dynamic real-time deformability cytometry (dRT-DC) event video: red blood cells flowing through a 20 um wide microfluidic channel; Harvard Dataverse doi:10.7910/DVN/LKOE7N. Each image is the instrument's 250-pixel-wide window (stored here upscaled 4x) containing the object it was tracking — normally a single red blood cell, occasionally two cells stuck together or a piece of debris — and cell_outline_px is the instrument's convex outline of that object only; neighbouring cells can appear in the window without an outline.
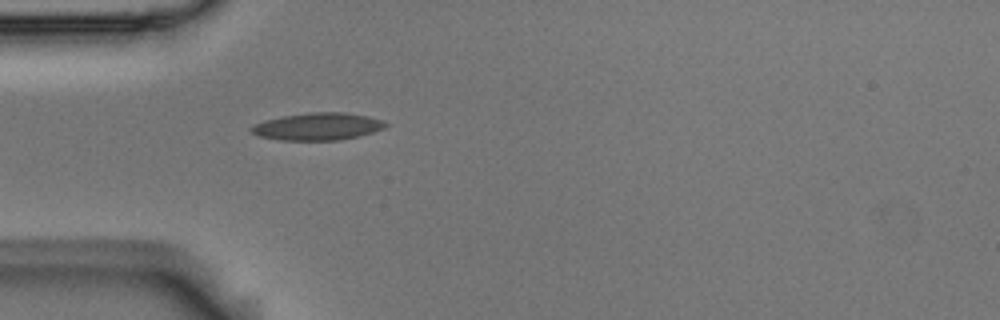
{"species": "Egyptian fruit bat (a non-hibernating species)", "species_latin": "Rousettus aegyptiacus", "temperature_condition": "room temperature", "stored_images_in_passage": 39, "camera_frame_rate_fps": 3000, "um_per_image_px": 0.085, "animal": {"sex": "male"}, "frame": {"image": 1, "passage_image": 1, "time_ms": 0.0, "image_size_px": [1000, 320], "cell_outline_px": [[388, 124], [384, 128], [360, 136], [340, 140], [280, 140], [260, 136], [252, 132], [248, 128], [264, 120], [280, 116], [308, 112], [344, 112], [368, 116], [380, 120]], "centroid_in_image_um": [26.99, 10.74], "position_along_channel_um": 58.0, "area_um2": 21.39}}
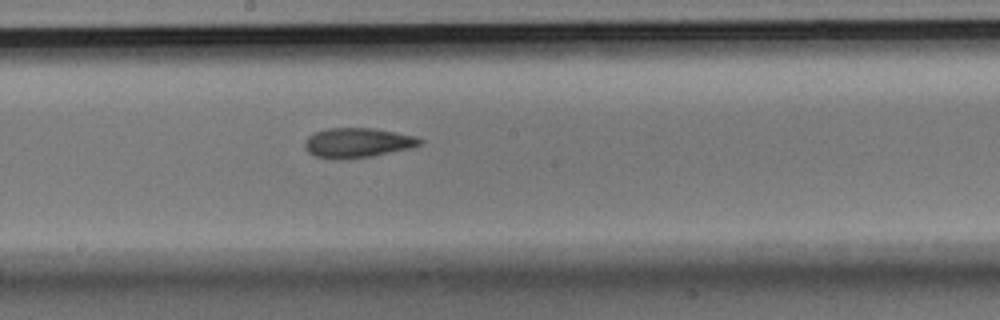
{"frame": {"image": 2, "passage_image": 14, "time_ms": 4.333, "image_size_px": [1000, 320], "cell_outline_px": [[424, 144], [408, 148], [372, 156], [340, 160], [332, 160], [316, 156], [308, 152], [304, 148], [304, 140], [308, 136], [316, 132], [328, 128], [376, 128], [416, 136], [424, 140]], "centroid_in_image_um": [30.38, 12.14], "position_along_channel_um": 217.8, "area_um2": 20.17}}
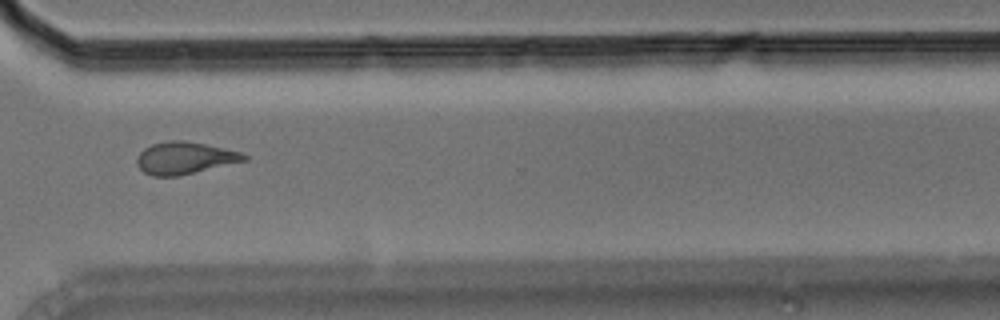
{"frame": {"image": 3, "passage_image": 25, "time_ms": 8.0, "image_size_px": [1000, 320], "cell_outline_px": [[248, 160], [176, 176], [152, 176], [144, 172], [136, 164], [136, 160], [140, 152], [144, 148], [152, 144], [168, 140], [184, 140], [204, 144], [240, 152], [248, 156]], "centroid_in_image_um": [15.67, 13.42], "position_along_channel_um": 354.9, "area_um2": 19.88}, "authors_computed_cell_mechanics": {"area_um2": 19.941, "velocity_mm_per_s": 3.7433, "shape_relaxation_time_tau1_ms": null, "shape_relaxation_time_tau2_ms": 3.9028, "deformation_change_tau1": null, "deformation_change_tau2": 0.121}}